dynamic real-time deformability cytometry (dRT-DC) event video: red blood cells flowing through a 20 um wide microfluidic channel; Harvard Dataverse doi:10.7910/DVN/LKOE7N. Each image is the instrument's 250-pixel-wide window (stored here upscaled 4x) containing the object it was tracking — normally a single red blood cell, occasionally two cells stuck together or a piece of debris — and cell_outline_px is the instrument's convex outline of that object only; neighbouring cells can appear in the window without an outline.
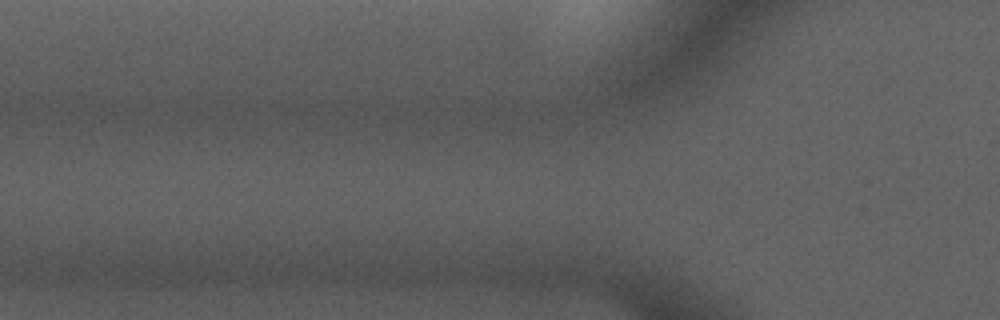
{"species": "common noctule bat (a hibernating species)", "species_latin": "Nyctalus noctula", "temperature_condition": "cold", "stored_images_in_passage": 5, "camera_frame_rate_fps": 3000, "um_per_image_px": 0.085, "animal": {"sex": "male", "forearm_length_mm": 52.5}, "frame": {"image": 1, "passage_image": 3, "time_ms": 2.333, "image_size_px": [1000, 320], "cell_outline_px": [[580, 112], [508, 128], [468, 116], [460, 108], [468, 104], [576, 104], [580, 108]], "centroid_in_image_um": [44.03, 9.59], "position_along_channel_um": 81.8, "area_um2": 13.81}}